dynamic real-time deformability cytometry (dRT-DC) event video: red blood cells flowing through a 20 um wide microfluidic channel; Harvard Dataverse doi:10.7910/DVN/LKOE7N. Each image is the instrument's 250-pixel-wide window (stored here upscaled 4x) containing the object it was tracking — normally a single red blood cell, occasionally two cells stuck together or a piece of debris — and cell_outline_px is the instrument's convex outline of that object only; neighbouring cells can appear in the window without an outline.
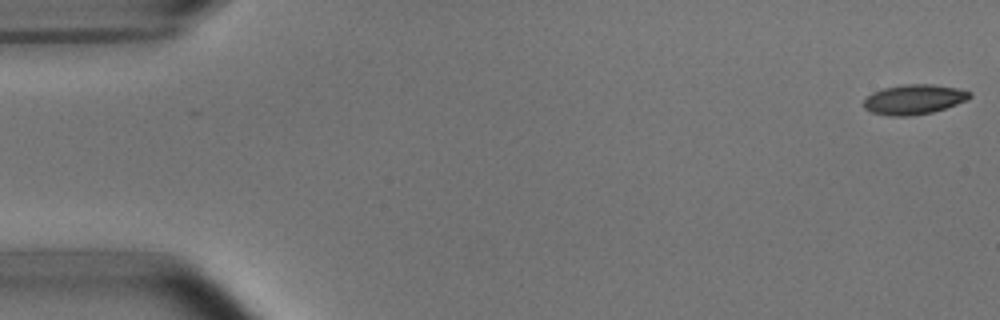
{"species": "common noctule bat (a hibernating species)", "species_latin": "Nyctalus noctula", "temperature_condition": "room temperature", "stored_images_in_passage": 53, "camera_frame_rate_fps": 3000, "um_per_image_px": 0.085, "animal": {"sex": "male", "body_mass_g": 15.6}, "frame": {"image": 1, "passage_image": 1, "time_ms": 0.0, "image_size_px": [1000, 320], "cell_outline_px": [[972, 96], [968, 100], [932, 112], [912, 116], [888, 116], [872, 112], [864, 108], [864, 100], [872, 92], [884, 88], [904, 84], [932, 84], [960, 88], [972, 92]], "centroid_in_image_um": [77.71, 8.44], "position_along_channel_um": 7.3, "area_um2": 18.55}}
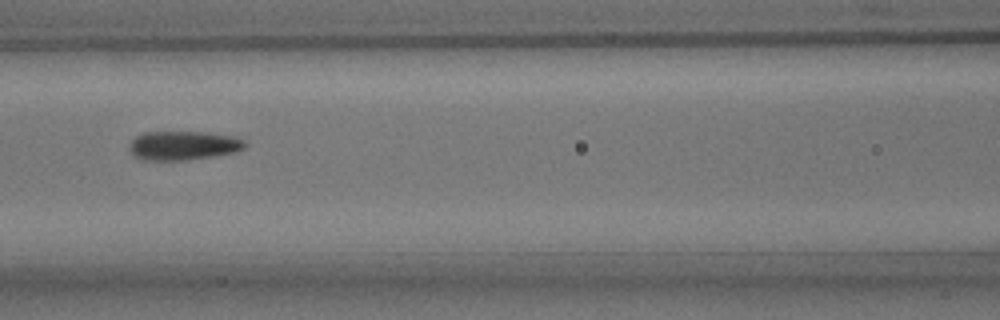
{"frame": {"image": 2, "passage_image": 23, "time_ms": 7.333, "image_size_px": [1000, 320], "cell_outline_px": [[248, 144], [244, 148], [236, 152], [188, 160], [140, 160], [132, 152], [132, 140], [136, 136], [144, 132], [204, 132], [236, 136], [244, 140]], "centroid_in_image_um": [15.65, 12.36], "position_along_channel_um": 151.0, "area_um2": 19.48}}
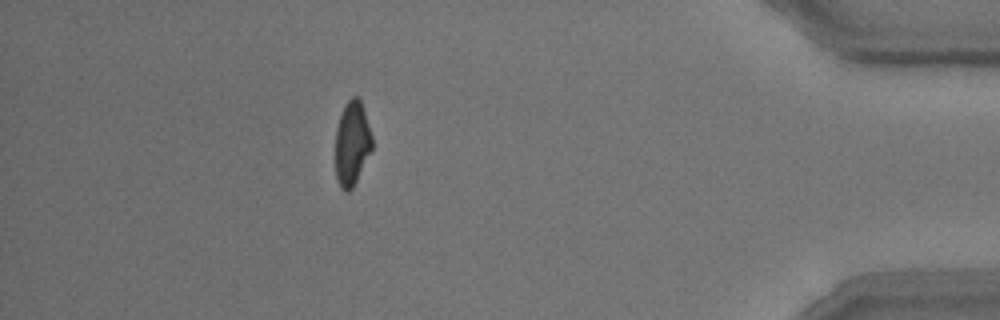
{"frame": {"image": 3, "passage_image": 47, "time_ms": 15.333, "image_size_px": [1000, 320], "cell_outline_px": [[372, 148], [352, 188], [348, 192], [344, 192], [340, 188], [336, 180], [336, 128], [344, 104], [352, 96], [360, 96], [372, 136]], "centroid_in_image_um": [29.91, 12.16], "position_along_channel_um": 405.3, "area_um2": 18.03}, "authors_computed_cell_mechanics": {"area_um2": 19.1318, "velocity_mm_per_s": 3.7899, "shape_relaxation_time_tau1_ms": 3.7493, "shape_relaxation_time_tau2_ms": 0.9478, "deformation_change_tau1": 0.1609, "deformation_change_tau2": 0.079}}